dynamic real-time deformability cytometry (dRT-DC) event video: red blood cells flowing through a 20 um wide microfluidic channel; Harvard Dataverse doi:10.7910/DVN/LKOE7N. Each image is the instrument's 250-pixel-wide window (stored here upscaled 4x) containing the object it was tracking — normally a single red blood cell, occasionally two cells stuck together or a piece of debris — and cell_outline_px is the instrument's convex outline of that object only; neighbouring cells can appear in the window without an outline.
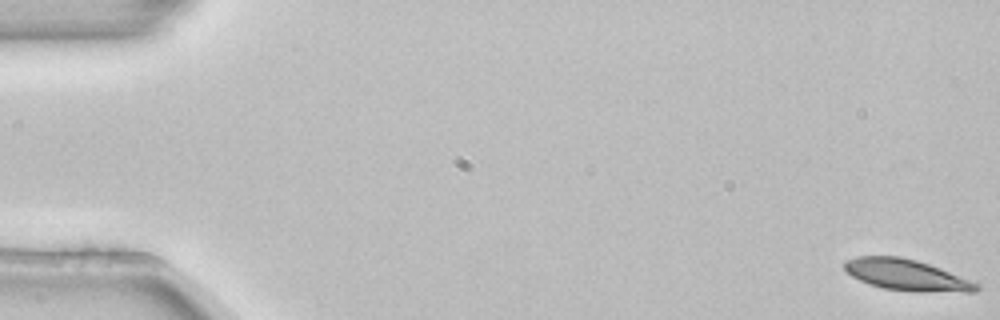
{"species": "common noctule bat (a hibernating species)", "species_latin": "Nyctalus noctula", "temperature_condition": "room temperature", "stored_images_in_passage": 4, "camera_frame_rate_fps": 3000, "um_per_image_px": 0.085, "animal": {"sex": "female", "body_mass_g": 22.7, "forearm_length_mm": 54.2}, "frame": {"image": 1, "passage_image": 1, "time_ms": 0.0, "image_size_px": [1000, 320], "cell_outline_px": [[980, 288], [976, 292], [916, 292], [884, 288], [868, 284], [852, 276], [844, 268], [844, 260], [856, 256], [900, 256], [916, 260], [940, 268], [980, 284]], "centroid_in_image_um": [77.06, 23.38], "position_along_channel_um": 7.9, "area_um2": 24.04}}
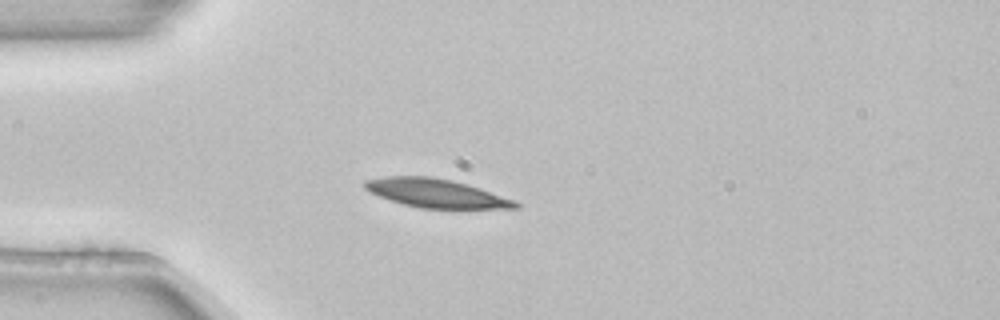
{"frame": {"image": 2, "passage_image": 4, "time_ms": 1.0, "image_size_px": [1000, 320], "cell_outline_px": [[520, 208], [420, 208], [404, 204], [368, 192], [360, 184], [364, 180], [384, 176], [428, 176], [452, 180], [468, 184], [516, 200], [520, 204]], "centroid_in_image_um": [37.04, 16.41], "position_along_channel_um": 48.0, "area_um2": 25.2}}